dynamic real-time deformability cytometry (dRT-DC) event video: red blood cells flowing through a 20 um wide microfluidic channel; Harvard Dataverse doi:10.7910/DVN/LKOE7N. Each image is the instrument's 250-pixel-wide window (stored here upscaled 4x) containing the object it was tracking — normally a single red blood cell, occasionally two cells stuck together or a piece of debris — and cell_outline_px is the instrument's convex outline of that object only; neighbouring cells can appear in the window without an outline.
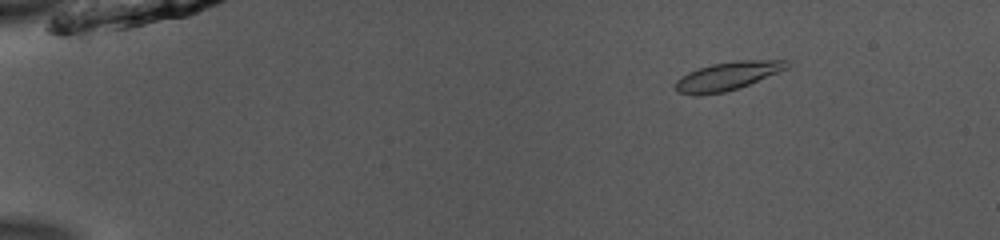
{"species": "common noctule bat (a hibernating species)", "species_latin": "Nyctalus noctula", "temperature_condition": "room temperature", "stored_images_in_passage": 53, "camera_frame_rate_fps": 3000, "um_per_image_px": 0.085, "animal": {"sex": "male", "body_mass_g": 13.0, "forearm_length_mm": 53.1}, "frame": {"image": 1, "passage_image": 9, "time_ms": 2.667, "image_size_px": [1000, 240], "cell_outline_px": [[788, 68], [748, 84], [724, 92], [700, 96], [676, 92], [676, 80], [688, 72], [712, 64], [740, 60], [788, 60]], "centroid_in_image_um": [61.81, 6.47], "position_along_channel_um": 23.2, "area_um2": 18.09}}
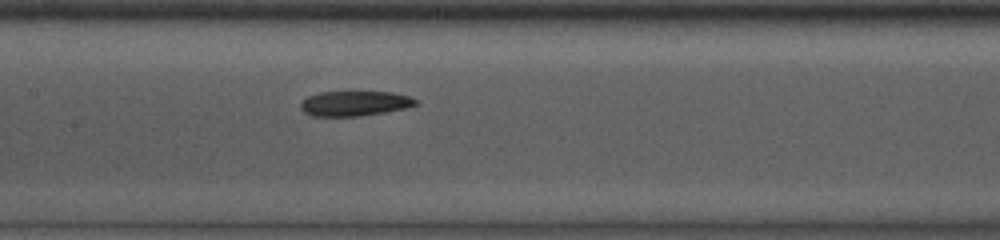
{"frame": {"image": 2, "passage_image": 28, "time_ms": 9.0, "image_size_px": [1000, 240], "cell_outline_px": [[420, 104], [404, 108], [384, 112], [360, 116], [312, 116], [304, 112], [300, 108], [300, 104], [308, 96], [320, 92], [392, 92], [408, 96], [416, 100]], "centroid_in_image_um": [30.14, 8.79], "position_along_channel_um": 177.3, "area_um2": 16.65}}
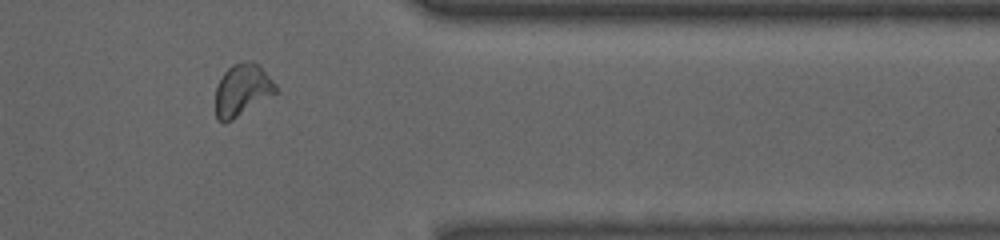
{"frame": {"image": 3, "passage_image": 45, "time_ms": 14.667, "image_size_px": [1000, 240], "cell_outline_px": [[280, 92], [232, 120], [224, 124], [216, 120], [216, 88], [224, 72], [232, 64], [244, 60], [252, 60], [276, 84]], "centroid_in_image_um": [20.6, 7.67], "position_along_channel_um": 390.8, "area_um2": 18.44}, "authors_computed_cell_mechanics": {"area_um2": 17.7446, "velocity_mm_per_s": 3.932, "shape_relaxation_time_tau1_ms": 9.0726, "shape_relaxation_time_tau2_ms": 10.1172, "deformation_change_tau1": 0.2182, "deformation_change_tau2": 0.1631}}